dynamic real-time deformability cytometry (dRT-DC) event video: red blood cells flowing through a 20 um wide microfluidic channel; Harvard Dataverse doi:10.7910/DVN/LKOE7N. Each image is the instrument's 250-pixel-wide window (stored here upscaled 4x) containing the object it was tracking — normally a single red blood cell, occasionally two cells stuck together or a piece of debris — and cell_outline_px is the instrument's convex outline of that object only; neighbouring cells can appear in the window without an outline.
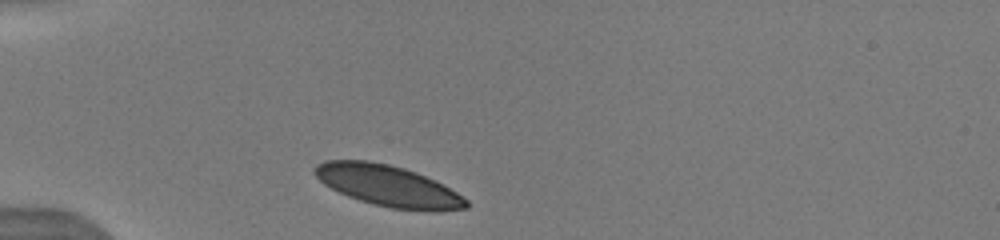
{"species": "human", "species_latin": "Homo sapiens", "temperature_condition": "warm", "stored_images_in_passage": 1, "camera_frame_rate_fps": 3000, "um_per_image_px": 0.085, "donor": {"sex": "male"}, "frame": {"image": 1, "passage_image": 1, "time_ms": 0.0, "image_size_px": [1000, 240], "cell_outline_px": [[468, 208], [392, 208], [360, 200], [348, 196], [324, 184], [312, 172], [312, 168], [316, 164], [324, 160], [368, 160], [388, 164], [404, 168], [416, 172], [456, 192], [468, 200]], "centroid_in_image_um": [32.85, 15.73], "position_along_channel_um": 52.2, "area_um2": 34.97}}